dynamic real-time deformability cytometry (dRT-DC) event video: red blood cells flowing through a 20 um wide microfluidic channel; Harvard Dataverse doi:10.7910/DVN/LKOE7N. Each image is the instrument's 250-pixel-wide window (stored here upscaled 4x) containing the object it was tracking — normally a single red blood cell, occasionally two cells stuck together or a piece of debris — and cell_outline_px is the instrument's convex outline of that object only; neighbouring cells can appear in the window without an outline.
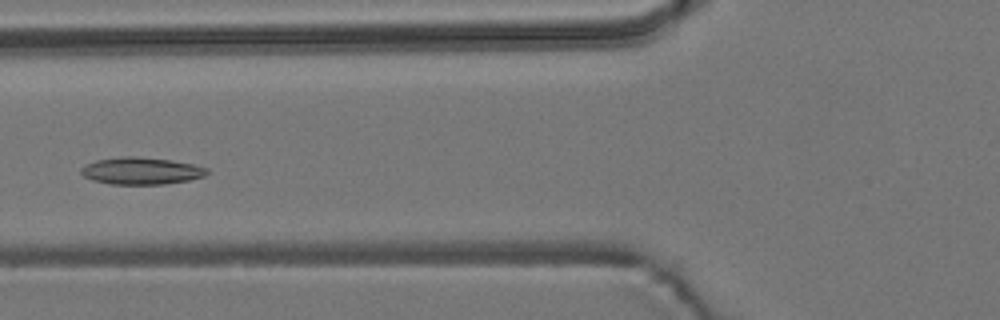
{"species": "common noctule bat (a hibernating species)", "species_latin": "Nyctalus noctula", "temperature_condition": "room temperature", "stored_images_in_passage": 6, "camera_frame_rate_fps": 3000, "um_per_image_px": 0.085, "animal": {"sex": "male", "body_mass_g": 19.2, "forearm_length_mm": 51.8}, "frame": {"image": 1, "passage_image": 6, "time_ms": 6.667, "image_size_px": [1000, 320], "cell_outline_px": [[208, 172], [204, 176], [188, 180], [164, 184], [112, 184], [92, 180], [84, 176], [80, 172], [80, 168], [96, 160], [120, 156], [136, 156], [168, 160], [192, 164], [208, 168]], "centroid_in_image_um": [11.98, 14.52], "position_along_channel_um": 113.8, "area_um2": 19.71}}